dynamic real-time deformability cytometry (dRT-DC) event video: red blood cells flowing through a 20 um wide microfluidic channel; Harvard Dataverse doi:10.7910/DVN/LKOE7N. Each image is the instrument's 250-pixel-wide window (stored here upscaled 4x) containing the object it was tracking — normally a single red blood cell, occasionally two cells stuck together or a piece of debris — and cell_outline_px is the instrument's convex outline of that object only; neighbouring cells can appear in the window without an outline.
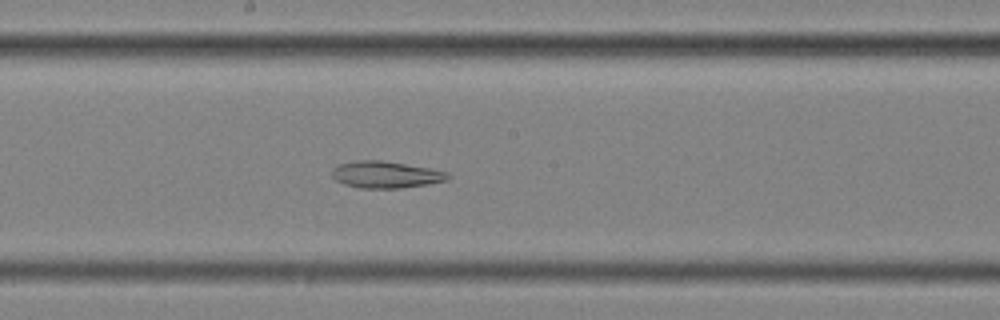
{"species": "common noctule bat (a hibernating species)", "species_latin": "Nyctalus noctula", "temperature_condition": "cold", "stored_images_in_passage": 55, "segment_of_instrument_passage": [2, 2], "camera_frame_rate_fps": 3000, "um_per_image_px": 0.085, "animal": {"sex": "female", "body_mass_g": 25.1}, "frame": {"image": 1, "passage_image": 30, "time_ms": 9.667, "image_size_px": [1000, 320], "cell_outline_px": [[452, 176], [448, 180], [428, 184], [400, 188], [360, 188], [344, 184], [336, 180], [332, 176], [332, 168], [340, 164], [356, 160], [380, 160], [432, 168], [448, 172]], "centroid_in_image_um": [32.82, 14.84], "position_along_channel_um": 215.4, "area_um2": 18.21}}
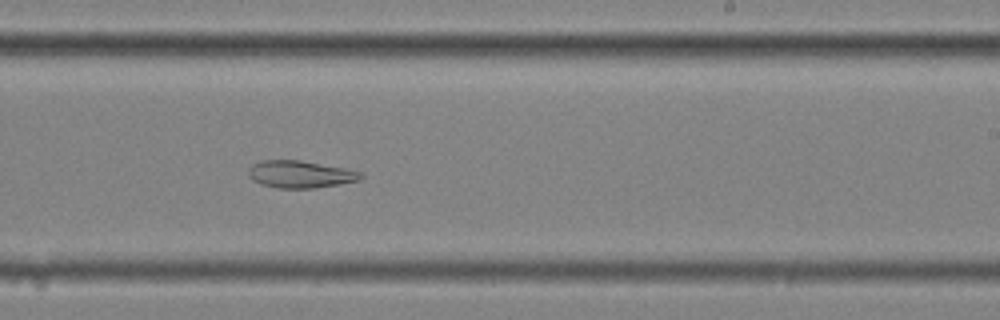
{"frame": {"image": 2, "passage_image": 34, "time_ms": 11.0, "image_size_px": [1000, 320], "cell_outline_px": [[364, 176], [360, 180], [316, 188], [276, 188], [260, 184], [252, 180], [248, 176], [248, 168], [252, 164], [260, 160], [300, 160], [348, 168], [364, 172]], "centroid_in_image_um": [25.53, 14.8], "position_along_channel_um": 263.5, "area_um2": 18.21}}
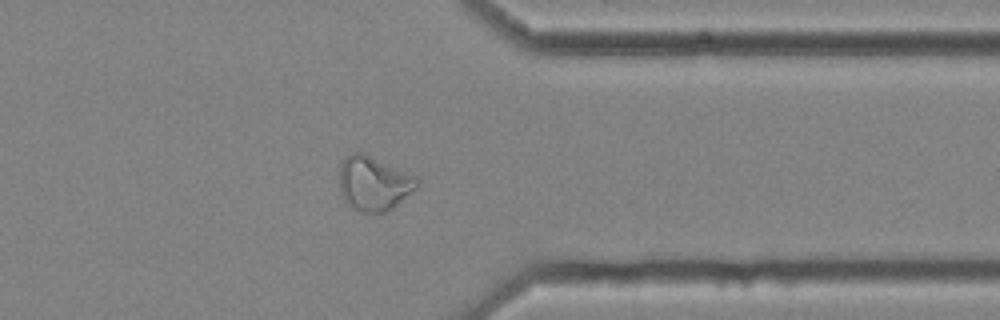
{"frame": {"image": 3, "passage_image": 44, "time_ms": 14.333, "image_size_px": [1000, 320], "cell_outline_px": [[420, 184], [416, 188], [392, 208], [384, 212], [364, 212], [352, 208], [344, 200], [340, 188], [340, 164], [348, 156], [356, 152], [360, 152], [416, 176], [420, 180]], "centroid_in_image_um": [31.78, 15.6], "position_along_channel_um": 379.6, "area_um2": 24.04}}